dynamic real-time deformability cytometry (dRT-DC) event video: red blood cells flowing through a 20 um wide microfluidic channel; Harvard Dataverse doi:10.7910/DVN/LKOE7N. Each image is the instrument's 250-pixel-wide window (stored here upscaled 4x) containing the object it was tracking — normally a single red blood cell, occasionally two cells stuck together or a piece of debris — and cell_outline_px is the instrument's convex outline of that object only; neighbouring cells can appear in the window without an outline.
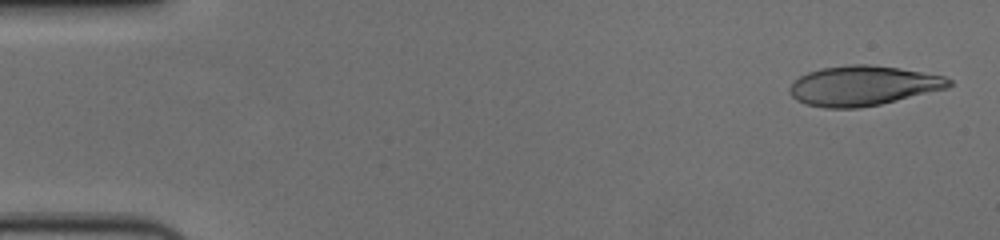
{"species": "human", "species_latin": "Homo sapiens", "temperature_condition": "cold", "stored_images_in_passage": 56, "camera_frame_rate_fps": 3000, "um_per_image_px": 0.085, "donor": {"sex": "female"}, "frame": {"image": 1, "passage_image": 2, "time_ms": 0.333, "image_size_px": [1000, 240], "cell_outline_px": [[952, 84], [948, 88], [880, 104], [860, 108], [824, 108], [808, 104], [796, 100], [788, 92], [788, 88], [800, 76], [808, 72], [820, 68], [852, 64], [868, 64], [900, 68], [944, 76], [952, 80]], "centroid_in_image_um": [73.35, 7.28], "position_along_channel_um": 11.7, "area_um2": 36.93}}
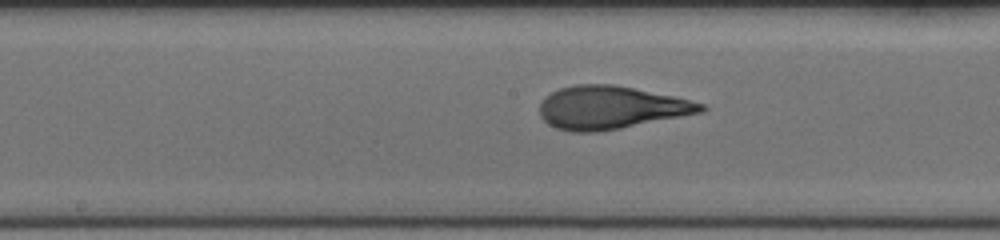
{"frame": {"image": 2, "passage_image": 29, "time_ms": 9.333, "image_size_px": [1000, 240], "cell_outline_px": [[708, 108], [704, 112], [620, 128], [596, 132], [572, 132], [556, 128], [548, 124], [540, 116], [540, 104], [544, 96], [560, 88], [576, 84], [612, 84], [672, 96], [704, 104]], "centroid_in_image_um": [51.89, 9.15], "position_along_channel_um": 196.3, "area_um2": 40.17}}
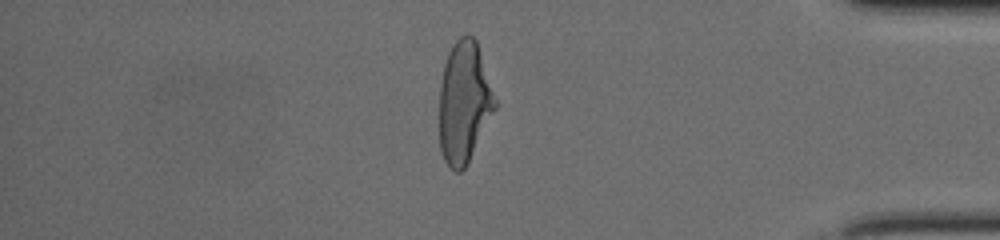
{"frame": {"image": 3, "passage_image": 48, "time_ms": 15.667, "image_size_px": [1000, 240], "cell_outline_px": [[496, 108], [468, 164], [460, 172], [456, 172], [444, 160], [440, 152], [440, 84], [444, 64], [448, 52], [452, 44], [460, 36], [472, 36], [476, 40], [496, 100]], "centroid_in_image_um": [39.44, 8.72], "position_along_channel_um": 395.8, "area_um2": 39.25}, "authors_computed_cell_mechanics": {"area_um2": 39.2462, "velocity_mm_per_s": 3.6468, "shape_relaxation_time_tau1_ms": 4.8255, "shape_relaxation_time_tau2_ms": 0.9432, "deformation_change_tau1": 0.228, "deformation_change_tau2": 0.0933}}